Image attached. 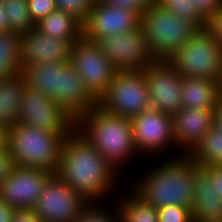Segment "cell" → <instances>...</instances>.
Listing matches in <instances>:
<instances>
[{
	"label": "cell",
	"mask_w": 222,
	"mask_h": 222,
	"mask_svg": "<svg viewBox=\"0 0 222 222\" xmlns=\"http://www.w3.org/2000/svg\"><path fill=\"white\" fill-rule=\"evenodd\" d=\"M56 174L89 203H102L120 182V172L76 128L64 138Z\"/></svg>",
	"instance_id": "obj_1"
},
{
	"label": "cell",
	"mask_w": 222,
	"mask_h": 222,
	"mask_svg": "<svg viewBox=\"0 0 222 222\" xmlns=\"http://www.w3.org/2000/svg\"><path fill=\"white\" fill-rule=\"evenodd\" d=\"M22 73L26 86L57 102L75 120L98 105L71 62H36Z\"/></svg>",
	"instance_id": "obj_2"
},
{
	"label": "cell",
	"mask_w": 222,
	"mask_h": 222,
	"mask_svg": "<svg viewBox=\"0 0 222 222\" xmlns=\"http://www.w3.org/2000/svg\"><path fill=\"white\" fill-rule=\"evenodd\" d=\"M167 159L134 181L131 187L157 209L171 205L192 209L194 161L188 155L179 154Z\"/></svg>",
	"instance_id": "obj_3"
},
{
	"label": "cell",
	"mask_w": 222,
	"mask_h": 222,
	"mask_svg": "<svg viewBox=\"0 0 222 222\" xmlns=\"http://www.w3.org/2000/svg\"><path fill=\"white\" fill-rule=\"evenodd\" d=\"M75 128L120 173L128 161L139 155L128 117L114 115L97 105L76 120Z\"/></svg>",
	"instance_id": "obj_4"
},
{
	"label": "cell",
	"mask_w": 222,
	"mask_h": 222,
	"mask_svg": "<svg viewBox=\"0 0 222 222\" xmlns=\"http://www.w3.org/2000/svg\"><path fill=\"white\" fill-rule=\"evenodd\" d=\"M65 136L16 123L7 129V147L15 166L43 169L56 174Z\"/></svg>",
	"instance_id": "obj_5"
},
{
	"label": "cell",
	"mask_w": 222,
	"mask_h": 222,
	"mask_svg": "<svg viewBox=\"0 0 222 222\" xmlns=\"http://www.w3.org/2000/svg\"><path fill=\"white\" fill-rule=\"evenodd\" d=\"M140 28L156 60H168L199 29L156 2L140 15Z\"/></svg>",
	"instance_id": "obj_6"
},
{
	"label": "cell",
	"mask_w": 222,
	"mask_h": 222,
	"mask_svg": "<svg viewBox=\"0 0 222 222\" xmlns=\"http://www.w3.org/2000/svg\"><path fill=\"white\" fill-rule=\"evenodd\" d=\"M167 61L183 77L216 80L222 69V49L204 29H198Z\"/></svg>",
	"instance_id": "obj_7"
},
{
	"label": "cell",
	"mask_w": 222,
	"mask_h": 222,
	"mask_svg": "<svg viewBox=\"0 0 222 222\" xmlns=\"http://www.w3.org/2000/svg\"><path fill=\"white\" fill-rule=\"evenodd\" d=\"M98 105L107 112L128 118L151 108L144 71H117Z\"/></svg>",
	"instance_id": "obj_8"
},
{
	"label": "cell",
	"mask_w": 222,
	"mask_h": 222,
	"mask_svg": "<svg viewBox=\"0 0 222 222\" xmlns=\"http://www.w3.org/2000/svg\"><path fill=\"white\" fill-rule=\"evenodd\" d=\"M90 203L53 174L33 207L41 222H75Z\"/></svg>",
	"instance_id": "obj_9"
},
{
	"label": "cell",
	"mask_w": 222,
	"mask_h": 222,
	"mask_svg": "<svg viewBox=\"0 0 222 222\" xmlns=\"http://www.w3.org/2000/svg\"><path fill=\"white\" fill-rule=\"evenodd\" d=\"M70 62L97 100L108 90L117 72L100 46L84 37L74 42Z\"/></svg>",
	"instance_id": "obj_10"
},
{
	"label": "cell",
	"mask_w": 222,
	"mask_h": 222,
	"mask_svg": "<svg viewBox=\"0 0 222 222\" xmlns=\"http://www.w3.org/2000/svg\"><path fill=\"white\" fill-rule=\"evenodd\" d=\"M19 123L60 132L64 136L76 127V120L61 105L28 86L25 87L20 105Z\"/></svg>",
	"instance_id": "obj_11"
},
{
	"label": "cell",
	"mask_w": 222,
	"mask_h": 222,
	"mask_svg": "<svg viewBox=\"0 0 222 222\" xmlns=\"http://www.w3.org/2000/svg\"><path fill=\"white\" fill-rule=\"evenodd\" d=\"M96 43L117 71H142L157 61L141 28L133 32L102 37Z\"/></svg>",
	"instance_id": "obj_12"
},
{
	"label": "cell",
	"mask_w": 222,
	"mask_h": 222,
	"mask_svg": "<svg viewBox=\"0 0 222 222\" xmlns=\"http://www.w3.org/2000/svg\"><path fill=\"white\" fill-rule=\"evenodd\" d=\"M130 121L133 141L139 155L158 157L164 149L175 146L172 116L149 108L130 118Z\"/></svg>",
	"instance_id": "obj_13"
},
{
	"label": "cell",
	"mask_w": 222,
	"mask_h": 222,
	"mask_svg": "<svg viewBox=\"0 0 222 222\" xmlns=\"http://www.w3.org/2000/svg\"><path fill=\"white\" fill-rule=\"evenodd\" d=\"M151 108L173 116L182 108V77L167 60H157L143 69Z\"/></svg>",
	"instance_id": "obj_14"
},
{
	"label": "cell",
	"mask_w": 222,
	"mask_h": 222,
	"mask_svg": "<svg viewBox=\"0 0 222 222\" xmlns=\"http://www.w3.org/2000/svg\"><path fill=\"white\" fill-rule=\"evenodd\" d=\"M139 28V13L130 9L114 7L102 1L93 3L83 22V37L96 42L102 37L133 32Z\"/></svg>",
	"instance_id": "obj_15"
},
{
	"label": "cell",
	"mask_w": 222,
	"mask_h": 222,
	"mask_svg": "<svg viewBox=\"0 0 222 222\" xmlns=\"http://www.w3.org/2000/svg\"><path fill=\"white\" fill-rule=\"evenodd\" d=\"M52 175L43 169L15 166L0 184V198L14 209L33 208Z\"/></svg>",
	"instance_id": "obj_16"
},
{
	"label": "cell",
	"mask_w": 222,
	"mask_h": 222,
	"mask_svg": "<svg viewBox=\"0 0 222 222\" xmlns=\"http://www.w3.org/2000/svg\"><path fill=\"white\" fill-rule=\"evenodd\" d=\"M78 40L52 38L36 28L28 30L21 35L22 70L36 62H70L74 42Z\"/></svg>",
	"instance_id": "obj_17"
},
{
	"label": "cell",
	"mask_w": 222,
	"mask_h": 222,
	"mask_svg": "<svg viewBox=\"0 0 222 222\" xmlns=\"http://www.w3.org/2000/svg\"><path fill=\"white\" fill-rule=\"evenodd\" d=\"M172 124L178 154L189 155L213 127V110L181 108L172 116Z\"/></svg>",
	"instance_id": "obj_18"
},
{
	"label": "cell",
	"mask_w": 222,
	"mask_h": 222,
	"mask_svg": "<svg viewBox=\"0 0 222 222\" xmlns=\"http://www.w3.org/2000/svg\"><path fill=\"white\" fill-rule=\"evenodd\" d=\"M194 202L191 209L194 222H222V199L211 185L210 172L194 162Z\"/></svg>",
	"instance_id": "obj_19"
},
{
	"label": "cell",
	"mask_w": 222,
	"mask_h": 222,
	"mask_svg": "<svg viewBox=\"0 0 222 222\" xmlns=\"http://www.w3.org/2000/svg\"><path fill=\"white\" fill-rule=\"evenodd\" d=\"M25 87L22 72L0 79V125L6 129L20 121V105Z\"/></svg>",
	"instance_id": "obj_20"
},
{
	"label": "cell",
	"mask_w": 222,
	"mask_h": 222,
	"mask_svg": "<svg viewBox=\"0 0 222 222\" xmlns=\"http://www.w3.org/2000/svg\"><path fill=\"white\" fill-rule=\"evenodd\" d=\"M182 108L213 110L217 103L216 80L182 77Z\"/></svg>",
	"instance_id": "obj_21"
},
{
	"label": "cell",
	"mask_w": 222,
	"mask_h": 222,
	"mask_svg": "<svg viewBox=\"0 0 222 222\" xmlns=\"http://www.w3.org/2000/svg\"><path fill=\"white\" fill-rule=\"evenodd\" d=\"M46 36L56 39H81L83 22L71 13L56 9L35 24Z\"/></svg>",
	"instance_id": "obj_22"
},
{
	"label": "cell",
	"mask_w": 222,
	"mask_h": 222,
	"mask_svg": "<svg viewBox=\"0 0 222 222\" xmlns=\"http://www.w3.org/2000/svg\"><path fill=\"white\" fill-rule=\"evenodd\" d=\"M22 72L21 35L0 31V79Z\"/></svg>",
	"instance_id": "obj_23"
},
{
	"label": "cell",
	"mask_w": 222,
	"mask_h": 222,
	"mask_svg": "<svg viewBox=\"0 0 222 222\" xmlns=\"http://www.w3.org/2000/svg\"><path fill=\"white\" fill-rule=\"evenodd\" d=\"M127 195L116 206L121 222H159L157 208L147 203L133 189Z\"/></svg>",
	"instance_id": "obj_24"
},
{
	"label": "cell",
	"mask_w": 222,
	"mask_h": 222,
	"mask_svg": "<svg viewBox=\"0 0 222 222\" xmlns=\"http://www.w3.org/2000/svg\"><path fill=\"white\" fill-rule=\"evenodd\" d=\"M197 165H222V132L214 126L188 155Z\"/></svg>",
	"instance_id": "obj_25"
},
{
	"label": "cell",
	"mask_w": 222,
	"mask_h": 222,
	"mask_svg": "<svg viewBox=\"0 0 222 222\" xmlns=\"http://www.w3.org/2000/svg\"><path fill=\"white\" fill-rule=\"evenodd\" d=\"M2 1L8 21V31L22 35L35 28V24L29 14L27 0Z\"/></svg>",
	"instance_id": "obj_26"
},
{
	"label": "cell",
	"mask_w": 222,
	"mask_h": 222,
	"mask_svg": "<svg viewBox=\"0 0 222 222\" xmlns=\"http://www.w3.org/2000/svg\"><path fill=\"white\" fill-rule=\"evenodd\" d=\"M156 3L173 12L176 16L190 21L199 29L204 28L205 18L197 11L190 0H156Z\"/></svg>",
	"instance_id": "obj_27"
},
{
	"label": "cell",
	"mask_w": 222,
	"mask_h": 222,
	"mask_svg": "<svg viewBox=\"0 0 222 222\" xmlns=\"http://www.w3.org/2000/svg\"><path fill=\"white\" fill-rule=\"evenodd\" d=\"M115 212L116 214H113L108 207L102 206V203H90L75 222H121L117 209Z\"/></svg>",
	"instance_id": "obj_28"
},
{
	"label": "cell",
	"mask_w": 222,
	"mask_h": 222,
	"mask_svg": "<svg viewBox=\"0 0 222 222\" xmlns=\"http://www.w3.org/2000/svg\"><path fill=\"white\" fill-rule=\"evenodd\" d=\"M157 210L159 222H194L191 209L184 206H164Z\"/></svg>",
	"instance_id": "obj_29"
},
{
	"label": "cell",
	"mask_w": 222,
	"mask_h": 222,
	"mask_svg": "<svg viewBox=\"0 0 222 222\" xmlns=\"http://www.w3.org/2000/svg\"><path fill=\"white\" fill-rule=\"evenodd\" d=\"M57 9L71 13L84 22L91 10V0H55Z\"/></svg>",
	"instance_id": "obj_30"
},
{
	"label": "cell",
	"mask_w": 222,
	"mask_h": 222,
	"mask_svg": "<svg viewBox=\"0 0 222 222\" xmlns=\"http://www.w3.org/2000/svg\"><path fill=\"white\" fill-rule=\"evenodd\" d=\"M30 17L34 24L57 9L55 0H27Z\"/></svg>",
	"instance_id": "obj_31"
},
{
	"label": "cell",
	"mask_w": 222,
	"mask_h": 222,
	"mask_svg": "<svg viewBox=\"0 0 222 222\" xmlns=\"http://www.w3.org/2000/svg\"><path fill=\"white\" fill-rule=\"evenodd\" d=\"M203 29L222 49V10L216 11L206 18Z\"/></svg>",
	"instance_id": "obj_32"
},
{
	"label": "cell",
	"mask_w": 222,
	"mask_h": 222,
	"mask_svg": "<svg viewBox=\"0 0 222 222\" xmlns=\"http://www.w3.org/2000/svg\"><path fill=\"white\" fill-rule=\"evenodd\" d=\"M104 2L114 7L134 10L141 15L156 0H104Z\"/></svg>",
	"instance_id": "obj_33"
},
{
	"label": "cell",
	"mask_w": 222,
	"mask_h": 222,
	"mask_svg": "<svg viewBox=\"0 0 222 222\" xmlns=\"http://www.w3.org/2000/svg\"><path fill=\"white\" fill-rule=\"evenodd\" d=\"M190 2L205 19L214 12L222 10V0H190Z\"/></svg>",
	"instance_id": "obj_34"
},
{
	"label": "cell",
	"mask_w": 222,
	"mask_h": 222,
	"mask_svg": "<svg viewBox=\"0 0 222 222\" xmlns=\"http://www.w3.org/2000/svg\"><path fill=\"white\" fill-rule=\"evenodd\" d=\"M14 167L13 157L9 148L6 146L0 150V184L10 176Z\"/></svg>",
	"instance_id": "obj_35"
},
{
	"label": "cell",
	"mask_w": 222,
	"mask_h": 222,
	"mask_svg": "<svg viewBox=\"0 0 222 222\" xmlns=\"http://www.w3.org/2000/svg\"><path fill=\"white\" fill-rule=\"evenodd\" d=\"M10 222H41L33 208L15 209Z\"/></svg>",
	"instance_id": "obj_36"
},
{
	"label": "cell",
	"mask_w": 222,
	"mask_h": 222,
	"mask_svg": "<svg viewBox=\"0 0 222 222\" xmlns=\"http://www.w3.org/2000/svg\"><path fill=\"white\" fill-rule=\"evenodd\" d=\"M210 172L211 185L215 188L218 197L222 199V165L205 167Z\"/></svg>",
	"instance_id": "obj_37"
},
{
	"label": "cell",
	"mask_w": 222,
	"mask_h": 222,
	"mask_svg": "<svg viewBox=\"0 0 222 222\" xmlns=\"http://www.w3.org/2000/svg\"><path fill=\"white\" fill-rule=\"evenodd\" d=\"M14 211V208L0 198V222H10Z\"/></svg>",
	"instance_id": "obj_38"
},
{
	"label": "cell",
	"mask_w": 222,
	"mask_h": 222,
	"mask_svg": "<svg viewBox=\"0 0 222 222\" xmlns=\"http://www.w3.org/2000/svg\"><path fill=\"white\" fill-rule=\"evenodd\" d=\"M213 126L222 132V102L213 109Z\"/></svg>",
	"instance_id": "obj_39"
},
{
	"label": "cell",
	"mask_w": 222,
	"mask_h": 222,
	"mask_svg": "<svg viewBox=\"0 0 222 222\" xmlns=\"http://www.w3.org/2000/svg\"><path fill=\"white\" fill-rule=\"evenodd\" d=\"M0 31H8V21L2 0H0Z\"/></svg>",
	"instance_id": "obj_40"
},
{
	"label": "cell",
	"mask_w": 222,
	"mask_h": 222,
	"mask_svg": "<svg viewBox=\"0 0 222 222\" xmlns=\"http://www.w3.org/2000/svg\"><path fill=\"white\" fill-rule=\"evenodd\" d=\"M7 146V129L0 125V150Z\"/></svg>",
	"instance_id": "obj_41"
},
{
	"label": "cell",
	"mask_w": 222,
	"mask_h": 222,
	"mask_svg": "<svg viewBox=\"0 0 222 222\" xmlns=\"http://www.w3.org/2000/svg\"><path fill=\"white\" fill-rule=\"evenodd\" d=\"M216 87L218 91V99L222 102V69L218 73V77L216 79Z\"/></svg>",
	"instance_id": "obj_42"
},
{
	"label": "cell",
	"mask_w": 222,
	"mask_h": 222,
	"mask_svg": "<svg viewBox=\"0 0 222 222\" xmlns=\"http://www.w3.org/2000/svg\"><path fill=\"white\" fill-rule=\"evenodd\" d=\"M93 3H96V2H102L104 0H91Z\"/></svg>",
	"instance_id": "obj_43"
}]
</instances>
